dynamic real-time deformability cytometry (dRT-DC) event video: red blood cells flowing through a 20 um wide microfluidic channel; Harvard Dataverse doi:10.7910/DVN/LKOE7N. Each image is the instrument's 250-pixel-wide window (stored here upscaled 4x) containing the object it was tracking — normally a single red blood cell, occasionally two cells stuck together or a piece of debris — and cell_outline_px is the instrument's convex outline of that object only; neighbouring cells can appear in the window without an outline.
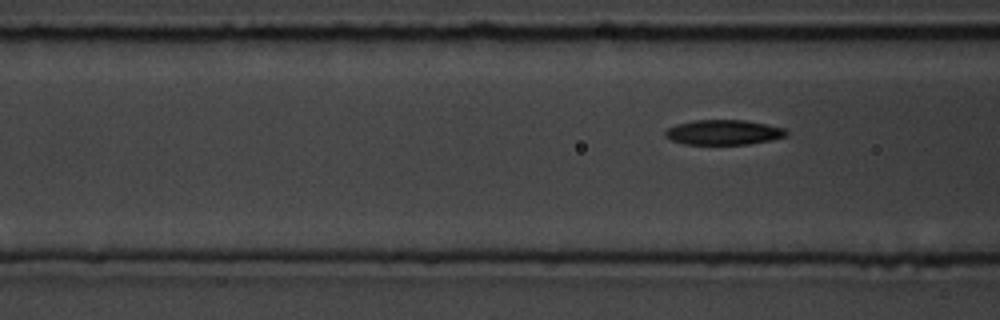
{"species": "common noctule bat (a hibernating species)", "species_latin": "Nyctalus noctula", "temperature_condition": "room temperature", "stored_images_in_passage": 9, "segment_of_instrument_passage": [2, 2], "camera_frame_rate_fps": 3000, "um_per_image_px": 0.085, "animal": {"sex": "male", "body_mass_g": 19.5, "forearm_length_mm": 54.6}, "frame": {"image": 1, "passage_image": 9, "time_ms": 9.0, "image_size_px": [1000, 320], "cell_outline_px": [[788, 136], [748, 144], [684, 144], [672, 140], [664, 136], [664, 132], [668, 128], [676, 124], [692, 120], [744, 120], [784, 128], [788, 132]], "centroid_in_image_um": [61.47, 11.24], "position_along_channel_um": 105.1, "area_um2": 17.51}}